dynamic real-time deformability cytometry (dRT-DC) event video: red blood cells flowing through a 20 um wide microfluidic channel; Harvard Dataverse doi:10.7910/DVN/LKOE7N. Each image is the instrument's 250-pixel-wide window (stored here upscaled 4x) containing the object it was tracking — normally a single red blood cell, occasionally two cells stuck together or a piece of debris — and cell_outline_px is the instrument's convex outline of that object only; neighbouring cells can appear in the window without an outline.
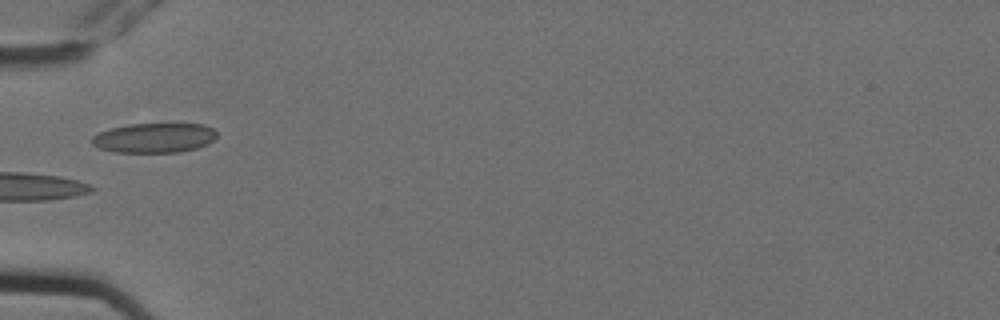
{"species": "Egyptian fruit bat (a non-hibernating species)", "species_latin": "Rousettus aegyptiacus", "temperature_condition": "cold", "stored_images_in_passage": 9, "camera_frame_rate_fps": 3000, "um_per_image_px": 0.085, "animal": {"sex": "female"}, "frame": {"image": 1, "passage_image": 7, "time_ms": 2.0, "image_size_px": [1000, 320], "cell_outline_px": [[216, 136], [208, 144], [196, 148], [180, 152], [112, 152], [100, 148], [92, 144], [92, 136], [108, 128], [128, 124], [204, 124], [212, 128], [216, 132]], "centroid_in_image_um": [13.09, 11.71], "position_along_channel_um": 71.9, "area_um2": 21.62}}
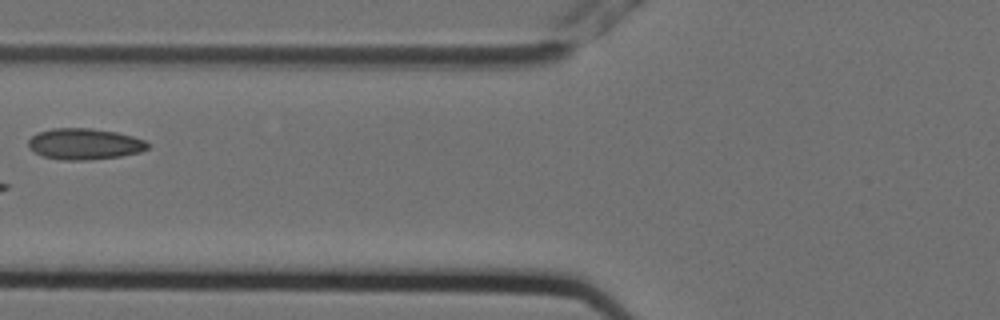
{"frame": {"image": 2, "passage_image": 8, "time_ms": 2.333, "image_size_px": [1000, 320], "cell_outline_px": [[148, 148], [140, 152], [120, 156], [92, 160], [64, 160], [44, 156], [28, 148], [28, 140], [32, 136], [40, 132], [52, 128], [92, 128], [116, 132], [132, 136], [144, 140], [148, 144]], "centroid_in_image_um": [7.18, 12.24], "position_along_channel_um": 118.6, "area_um2": 21.56}}
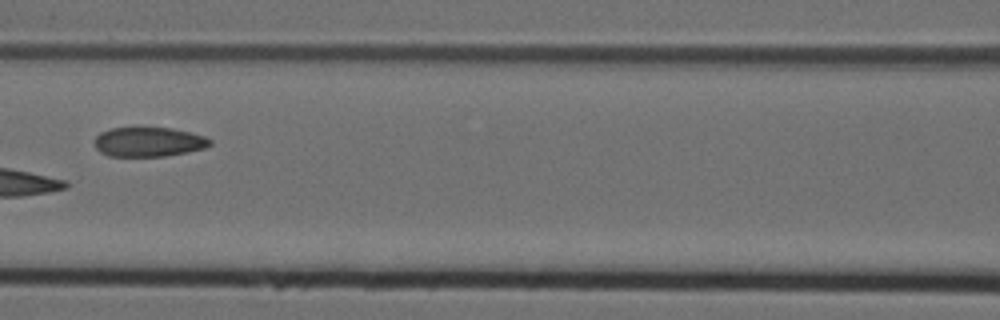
{"frame": {"image": 3, "passage_image": 9, "time_ms": 2.667, "image_size_px": [1000, 320], "cell_outline_px": [[212, 144], [204, 148], [188, 152], [164, 156], [108, 156], [100, 152], [96, 148], [96, 136], [100, 132], [112, 128], [172, 128], [204, 136], [212, 140]], "centroid_in_image_um": [12.64, 12.07], "position_along_channel_um": 154.0, "area_um2": 19.71}}